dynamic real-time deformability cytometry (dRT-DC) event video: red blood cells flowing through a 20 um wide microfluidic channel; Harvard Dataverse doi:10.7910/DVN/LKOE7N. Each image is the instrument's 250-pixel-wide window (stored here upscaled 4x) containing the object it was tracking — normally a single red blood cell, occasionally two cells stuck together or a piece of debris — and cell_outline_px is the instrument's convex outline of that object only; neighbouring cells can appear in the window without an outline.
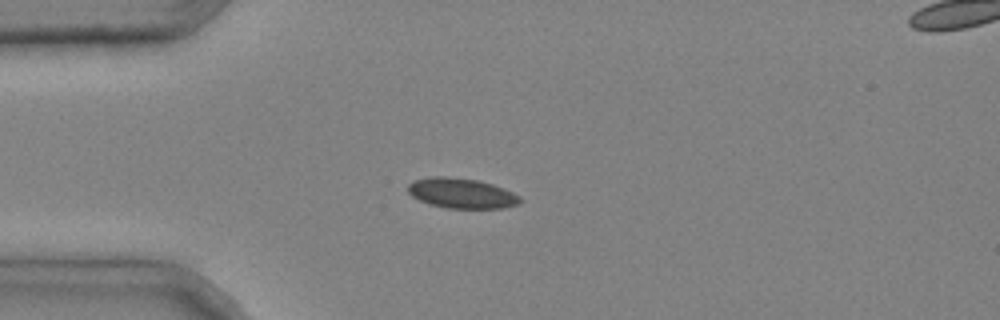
{"species": "common noctule bat (a hibernating species)", "species_latin": "Nyctalus noctula", "temperature_condition": "cold", "stored_images_in_passage": 3, "camera_frame_rate_fps": 3000, "um_per_image_px": 0.085, "animal": {"sex": "male", "body_mass_g": 20.4}, "frame": {"image": 1, "passage_image": 2, "time_ms": 0.333, "image_size_px": [1000, 320], "cell_outline_px": [[524, 200], [520, 204], [504, 208], [448, 208], [428, 204], [412, 196], [408, 192], [408, 184], [412, 180], [432, 176], [444, 176], [476, 180], [492, 184], [504, 188], [520, 196]], "centroid_in_image_um": [39.25, 16.43], "position_along_channel_um": 45.8, "area_um2": 19.83}}